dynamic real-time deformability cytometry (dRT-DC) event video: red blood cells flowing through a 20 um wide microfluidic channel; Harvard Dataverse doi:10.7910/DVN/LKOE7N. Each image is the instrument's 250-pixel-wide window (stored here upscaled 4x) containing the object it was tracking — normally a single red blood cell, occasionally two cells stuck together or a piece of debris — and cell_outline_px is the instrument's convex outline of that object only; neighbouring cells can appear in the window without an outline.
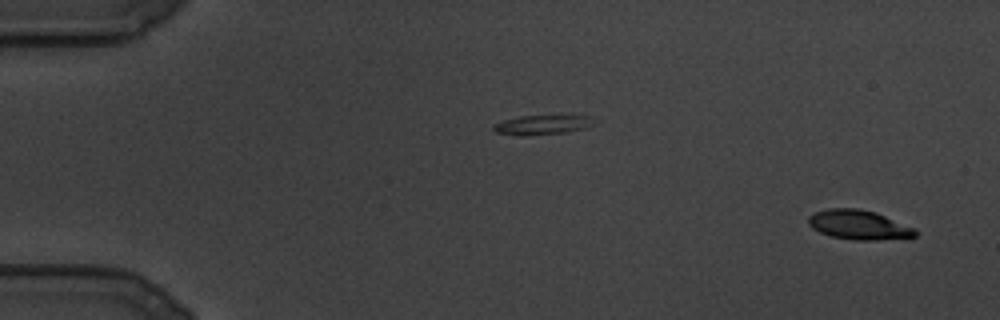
{"species": "common noctule bat (a hibernating species)", "species_latin": "Nyctalus noctula", "temperature_condition": "cold", "stored_images_in_passage": 112, "camera_frame_rate_fps": 3000, "um_per_image_px": 0.085, "animal": {"sex": "male", "body_mass_g": 19.5, "forearm_length_mm": 54.6}, "frame": {"image": 1, "passage_image": 4, "time_ms": 1.0, "image_size_px": [1000, 320], "cell_outline_px": [[920, 232], [916, 236], [908, 240], [856, 240], [832, 236], [820, 232], [812, 228], [808, 224], [808, 216], [816, 212], [828, 208], [856, 208], [876, 212], [916, 228]], "centroid_in_image_um": [73.11, 19.13], "position_along_channel_um": 11.9, "area_um2": 18.84}}
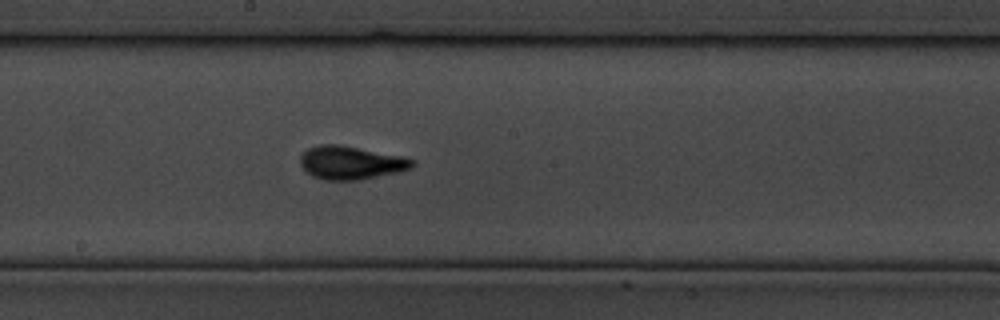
{"frame": {"image": 2, "passage_image": 61, "time_ms": 20.0, "image_size_px": [1000, 320], "cell_outline_px": [[416, 164], [412, 168], [400, 172], [356, 180], [324, 180], [312, 176], [300, 164], [300, 156], [308, 148], [320, 144], [340, 144], [400, 156], [416, 160]], "centroid_in_image_um": [29.84, 13.83], "position_along_channel_um": 218.4, "area_um2": 21.73}}
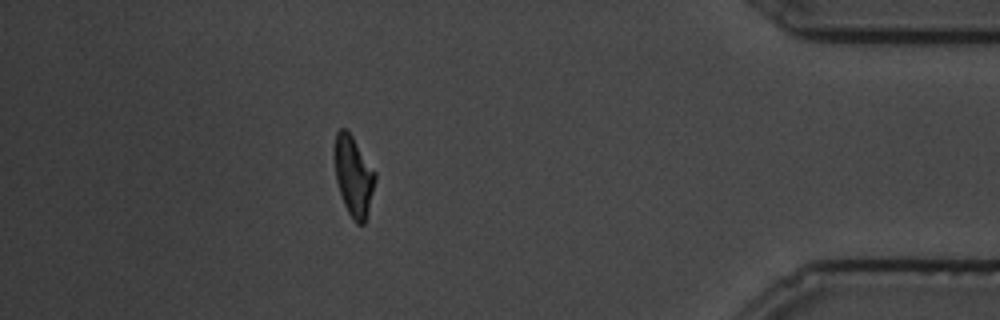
{"frame": {"image": 3, "passage_image": 99, "time_ms": 32.667, "image_size_px": [1000, 320], "cell_outline_px": [[376, 180], [364, 224], [356, 224], [352, 220], [344, 204], [336, 180], [332, 156], [332, 148], [336, 132], [340, 128], [344, 128], [352, 136], [376, 172]], "centroid_in_image_um": [30.01, 14.92], "position_along_channel_um": 405.2, "area_um2": 19.25}}